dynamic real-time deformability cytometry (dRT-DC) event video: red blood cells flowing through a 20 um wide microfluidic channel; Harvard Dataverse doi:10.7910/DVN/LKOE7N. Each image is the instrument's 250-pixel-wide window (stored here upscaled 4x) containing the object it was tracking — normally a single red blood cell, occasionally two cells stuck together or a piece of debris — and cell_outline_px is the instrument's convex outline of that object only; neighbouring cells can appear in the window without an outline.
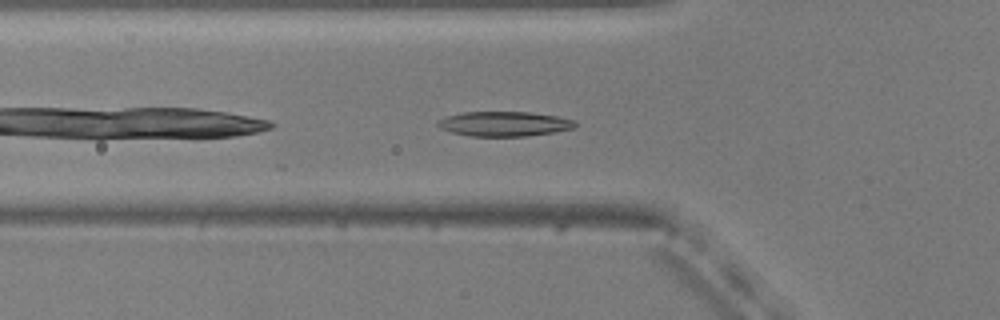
{"species": "common noctule bat (a hibernating species)", "species_latin": "Nyctalus noctula", "temperature_condition": "warm", "stored_images_in_passage": 39, "camera_frame_rate_fps": 3000, "um_per_image_px": 0.085, "animal": {"sex": "male", "body_mass_g": 20.5, "forearm_length_mm": 52.5}, "frame": {"image": 1, "passage_image": 4, "time_ms": 1.0, "image_size_px": [1000, 320], "cell_outline_px": [[576, 128], [528, 136], [472, 136], [452, 132], [440, 128], [436, 124], [444, 116], [464, 112], [528, 112], [556, 116], [572, 120], [576, 124]], "centroid_in_image_um": [42.84, 10.52], "position_along_channel_um": 83.0, "area_um2": 19.65}}
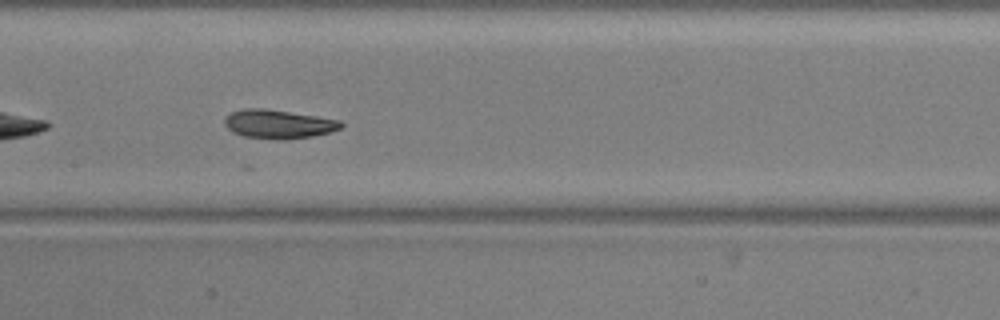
{"frame": {"image": 2, "passage_image": 12, "time_ms": 3.667, "image_size_px": [1000, 320], "cell_outline_px": [[344, 124], [340, 128], [328, 132], [312, 136], [284, 140], [276, 140], [244, 136], [232, 132], [224, 124], [224, 120], [232, 112], [244, 108], [264, 108], [316, 116], [340, 120]], "centroid_in_image_um": [23.65, 10.55], "position_along_channel_um": 183.8, "area_um2": 19.42}}
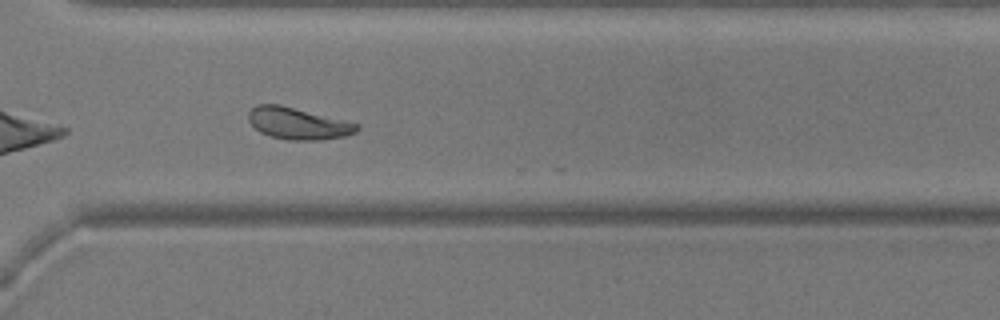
{"frame": {"image": 3, "passage_image": 25, "time_ms": 8.0, "image_size_px": [1000, 320], "cell_outline_px": [[360, 128], [356, 132], [344, 136], [320, 140], [288, 140], [268, 136], [260, 132], [248, 120], [248, 112], [256, 104], [280, 104], [360, 124]], "centroid_in_image_um": [25.32, 10.49], "position_along_channel_um": 345.3, "area_um2": 20.11}, "authors_computed_cell_mechanics": {"area_um2": 19.8832, "velocity_mm_per_s": 3.7529, "shape_relaxation_time_tau1_ms": 3.4165, "shape_relaxation_time_tau2_ms": 5.7794, "deformation_change_tau1": 0.1822, "deformation_change_tau2": 0.0815}}